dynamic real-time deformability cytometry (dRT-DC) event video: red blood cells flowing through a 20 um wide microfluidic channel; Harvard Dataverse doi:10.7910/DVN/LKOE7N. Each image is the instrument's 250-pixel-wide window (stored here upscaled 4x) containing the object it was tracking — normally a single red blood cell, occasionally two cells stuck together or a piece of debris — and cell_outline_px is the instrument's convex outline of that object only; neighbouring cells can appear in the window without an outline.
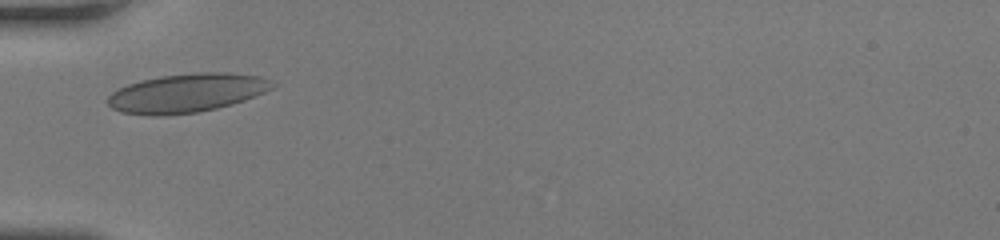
{"species": "human", "species_latin": "Homo sapiens", "temperature_condition": "room temperature", "stored_images_in_passage": 26, "camera_frame_rate_fps": 3000, "um_per_image_px": 0.085, "donor": {"sex": "female"}, "frame": {"image": 1, "passage_image": 1, "time_ms": 0.0, "image_size_px": [1000, 240], "cell_outline_px": [[276, 84], [272, 88], [264, 92], [244, 100], [232, 104], [216, 108], [196, 112], [164, 116], [152, 116], [120, 112], [112, 108], [108, 104], [108, 96], [112, 92], [128, 84], [140, 80], [160, 76], [196, 72], [228, 72], [260, 76]], "centroid_in_image_um": [15.85, 7.9], "position_along_channel_um": 69.1, "area_um2": 37.22}}
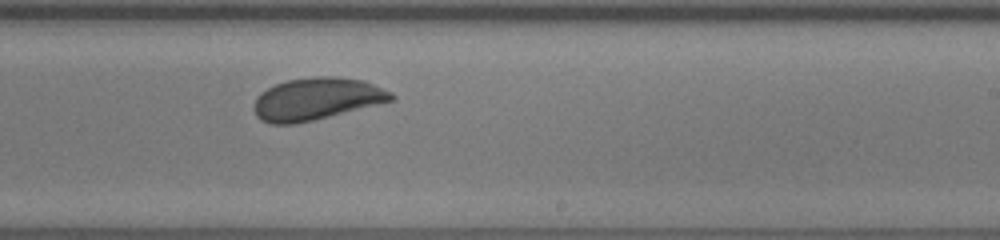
{"frame": {"image": 2, "passage_image": 15, "time_ms": 4.667, "image_size_px": [1000, 240], "cell_outline_px": [[396, 96], [392, 100], [312, 120], [292, 124], [272, 124], [260, 120], [256, 116], [252, 108], [252, 104], [256, 96], [260, 92], [276, 84], [288, 80], [316, 76], [332, 76], [364, 80], [392, 92]], "centroid_in_image_um": [26.84, 8.4], "position_along_channel_um": 262.2, "area_um2": 33.58}}
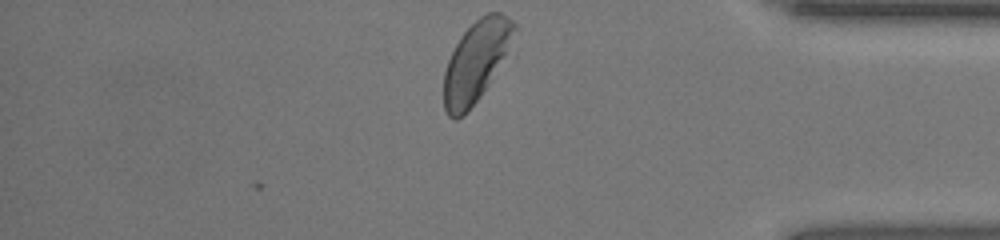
{"frame": {"image": 3, "passage_image": 26, "time_ms": 8.333, "image_size_px": [1000, 240], "cell_outline_px": [[516, 28], [488, 84], [480, 96], [464, 116], [456, 120], [452, 120], [448, 116], [444, 108], [444, 72], [448, 60], [460, 36], [480, 16], [488, 12], [500, 12], [508, 16], [516, 24]], "centroid_in_image_um": [40.39, 5.24], "position_along_channel_um": 394.8, "area_um2": 32.08}, "authors_computed_cell_mechanics": {"area_um2": 33.6107, "velocity_mm_per_s": 4.1852, "shape_relaxation_time_tau1_ms": 4.6463, "shape_relaxation_time_tau2_ms": null, "deformation_change_tau1": 0.1376, "deformation_change_tau2": null}}